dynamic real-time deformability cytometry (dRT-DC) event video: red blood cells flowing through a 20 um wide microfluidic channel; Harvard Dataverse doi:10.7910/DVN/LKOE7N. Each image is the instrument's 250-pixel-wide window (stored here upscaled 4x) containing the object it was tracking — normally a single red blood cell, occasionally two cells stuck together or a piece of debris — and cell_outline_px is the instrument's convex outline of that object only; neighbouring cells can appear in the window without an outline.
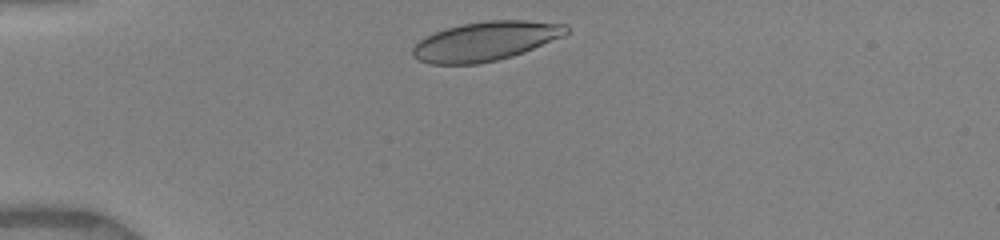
{"species": "human", "species_latin": "Homo sapiens", "temperature_condition": "warm", "stored_images_in_passage": 53, "camera_frame_rate_fps": 3000, "um_per_image_px": 0.085, "donor": {"sex": "female"}, "frame": {"image": 1, "passage_image": 3, "time_ms": 0.333, "image_size_px": [1000, 240], "cell_outline_px": [[568, 32], [564, 36], [524, 52], [512, 56], [480, 64], [428, 64], [412, 56], [412, 48], [424, 36], [444, 28], [460, 24], [488, 20], [528, 20], [568, 24]], "centroid_in_image_um": [41.27, 3.49], "position_along_channel_um": 43.7, "area_um2": 35.37}}
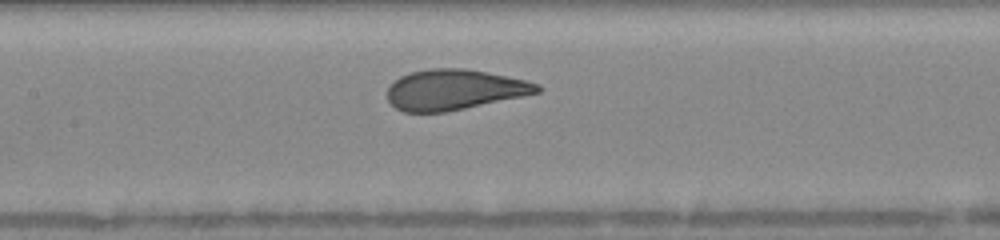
{"frame": {"image": 2, "passage_image": 22, "time_ms": 4.333, "image_size_px": [1000, 240], "cell_outline_px": [[544, 88], [540, 92], [524, 96], [444, 112], [404, 112], [396, 108], [388, 100], [388, 88], [400, 76], [408, 72], [428, 68], [464, 68], [488, 72], [524, 80], [540, 84]], "centroid_in_image_um": [38.63, 7.61], "position_along_channel_um": 168.8, "area_um2": 35.26}}
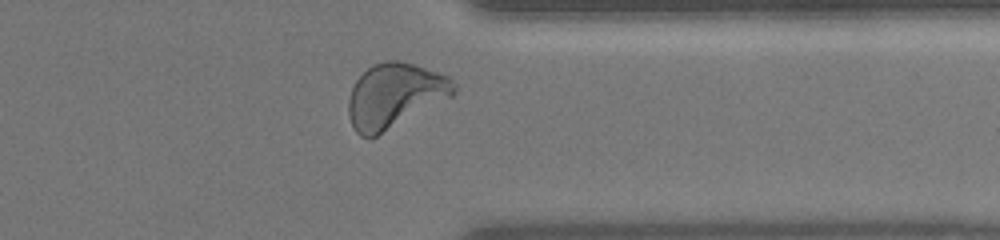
{"frame": {"image": 3, "passage_image": 48, "time_ms": 9.667, "image_size_px": [1000, 240], "cell_outline_px": [[456, 92], [452, 96], [376, 136], [368, 140], [360, 136], [356, 132], [352, 124], [348, 112], [348, 100], [352, 88], [356, 80], [372, 64], [384, 60], [400, 60], [448, 76], [456, 84]], "centroid_in_image_um": [33.53, 8.12], "position_along_channel_um": 377.9, "area_um2": 39.36}, "authors_computed_cell_mechanics": {"area_um2": 36.2406, "velocity_mm_per_s": 3.9509, "shape_relaxation_time_tau1_ms": 2.5325, "shape_relaxation_time_tau2_ms": null, "deformation_change_tau1": 0.1515, "deformation_change_tau2": null}}